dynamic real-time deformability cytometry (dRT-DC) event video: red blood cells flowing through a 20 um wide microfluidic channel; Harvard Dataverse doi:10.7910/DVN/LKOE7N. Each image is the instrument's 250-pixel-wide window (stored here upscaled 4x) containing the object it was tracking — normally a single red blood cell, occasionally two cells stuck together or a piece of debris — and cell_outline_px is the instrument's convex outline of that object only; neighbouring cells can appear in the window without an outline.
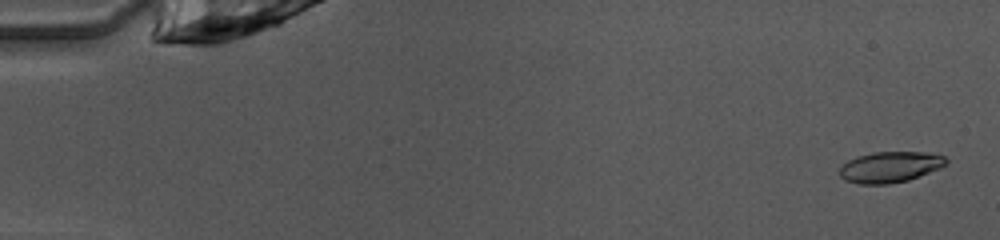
{"species": "common noctule bat (a hibernating species)", "species_latin": "Nyctalus noctula", "temperature_condition": "warm", "stored_images_in_passage": 50, "camera_frame_rate_fps": 3000, "um_per_image_px": 0.085, "animal": {"sex": "female", "body_mass_g": 10.0, "forearm_length_mm": 53.1}, "frame": {"image": 1, "passage_image": 2, "time_ms": 0.333, "image_size_px": [1000, 240], "cell_outline_px": [[948, 164], [940, 168], [908, 180], [888, 184], [856, 184], [844, 180], [840, 176], [840, 168], [848, 160], [856, 156], [872, 152], [924, 152], [944, 156], [948, 160]], "centroid_in_image_um": [75.64, 14.2], "position_along_channel_um": 9.4, "area_um2": 19.25}}
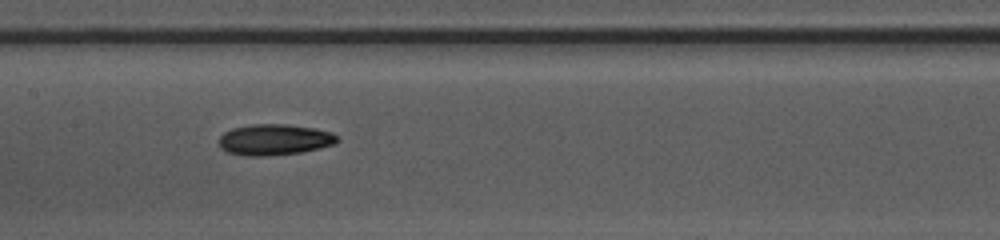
{"frame": {"image": 2, "passage_image": 25, "time_ms": 8.0, "image_size_px": [1000, 240], "cell_outline_px": [[340, 140], [332, 144], [320, 148], [300, 152], [264, 156], [244, 156], [228, 152], [220, 148], [220, 136], [224, 132], [232, 128], [252, 124], [284, 124], [316, 128], [332, 132], [340, 136]], "centroid_in_image_um": [23.34, 11.86], "position_along_channel_um": 184.1, "area_um2": 21.44}}
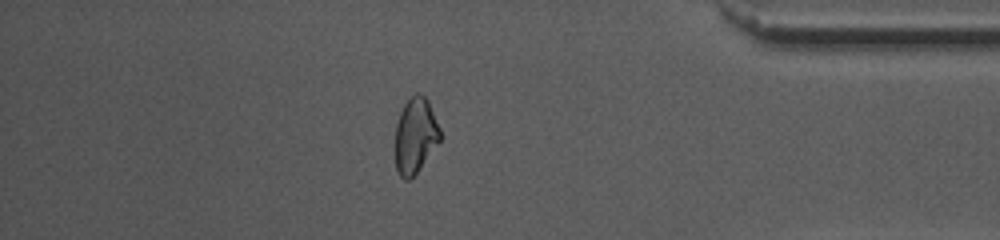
{"frame": {"image": 3, "passage_image": 43, "time_ms": 14.0, "image_size_px": [1000, 240], "cell_outline_px": [[440, 140], [416, 172], [408, 180], [404, 180], [400, 176], [396, 168], [396, 124], [400, 112], [404, 104], [416, 92], [420, 92], [428, 100], [440, 128]], "centroid_in_image_um": [35.3, 11.49], "position_along_channel_um": 399.9, "area_um2": 19.42}, "authors_computed_cell_mechanics": {"area_um2": 20.2011, "velocity_mm_per_s": 4.0559, "shape_relaxation_time_tau1_ms": 7.7519, "shape_relaxation_time_tau2_ms": 7.9479, "deformation_change_tau1": 0.1774, "deformation_change_tau2": 0.1558}}